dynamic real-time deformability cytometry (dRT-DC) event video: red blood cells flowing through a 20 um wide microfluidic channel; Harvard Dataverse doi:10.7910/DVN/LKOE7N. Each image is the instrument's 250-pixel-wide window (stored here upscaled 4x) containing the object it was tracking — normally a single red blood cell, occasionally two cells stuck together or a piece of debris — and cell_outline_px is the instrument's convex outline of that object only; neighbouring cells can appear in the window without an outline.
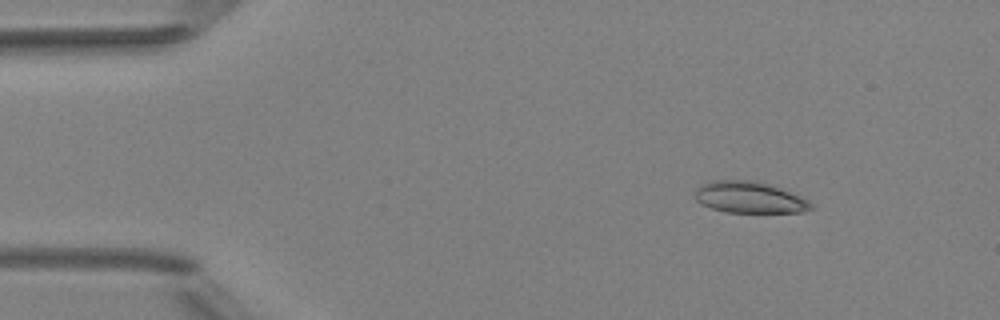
{"species": "Egyptian fruit bat (a non-hibernating species)", "species_latin": "Rousettus aegyptiacus", "temperature_condition": "room temperature", "stored_images_in_passage": 3, "camera_frame_rate_fps": 3000, "um_per_image_px": 0.085, "animal": {"sex": "female"}, "frame": {"image": 1, "passage_image": 1, "time_ms": 0.0, "image_size_px": [1000, 320], "cell_outline_px": [[812, 208], [804, 212], [724, 212], [712, 208], [696, 200], [692, 192], [696, 188], [712, 180], [756, 180], [780, 188], [808, 200], [812, 204]], "centroid_in_image_um": [63.67, 16.77], "position_along_channel_um": 21.3, "area_um2": 21.15}}